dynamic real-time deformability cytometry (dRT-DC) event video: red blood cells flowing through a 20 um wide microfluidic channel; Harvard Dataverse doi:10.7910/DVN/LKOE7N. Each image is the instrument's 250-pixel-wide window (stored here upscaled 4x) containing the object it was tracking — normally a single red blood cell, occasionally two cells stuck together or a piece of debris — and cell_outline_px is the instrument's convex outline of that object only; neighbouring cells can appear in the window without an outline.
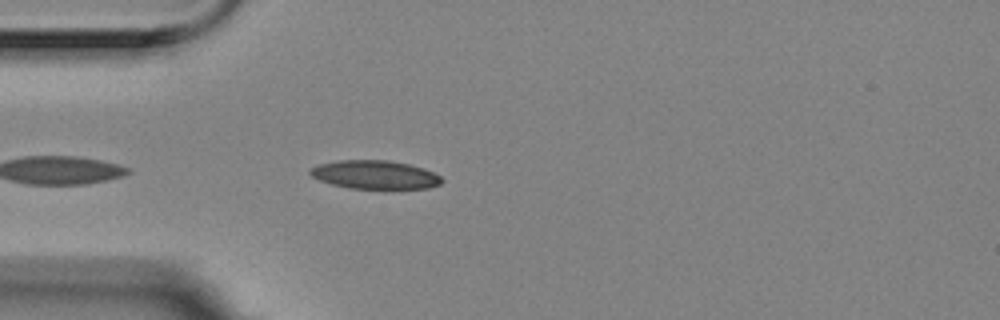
{"species": "Egyptian fruit bat (a non-hibernating species)", "species_latin": "Rousettus aegyptiacus", "temperature_condition": "room temperature", "stored_images_in_passage": 4, "camera_frame_rate_fps": 3000, "um_per_image_px": 0.085, "animal": {"sex": "female"}, "frame": {"image": 1, "passage_image": 4, "time_ms": 1.0, "image_size_px": [1000, 320], "cell_outline_px": [[444, 180], [440, 184], [428, 188], [348, 188], [332, 184], [320, 180], [312, 176], [308, 172], [308, 168], [320, 164], [336, 160], [388, 160], [408, 164], [424, 168], [440, 176]], "centroid_in_image_um": [31.84, 14.84], "position_along_channel_um": 53.2, "area_um2": 21.79}}